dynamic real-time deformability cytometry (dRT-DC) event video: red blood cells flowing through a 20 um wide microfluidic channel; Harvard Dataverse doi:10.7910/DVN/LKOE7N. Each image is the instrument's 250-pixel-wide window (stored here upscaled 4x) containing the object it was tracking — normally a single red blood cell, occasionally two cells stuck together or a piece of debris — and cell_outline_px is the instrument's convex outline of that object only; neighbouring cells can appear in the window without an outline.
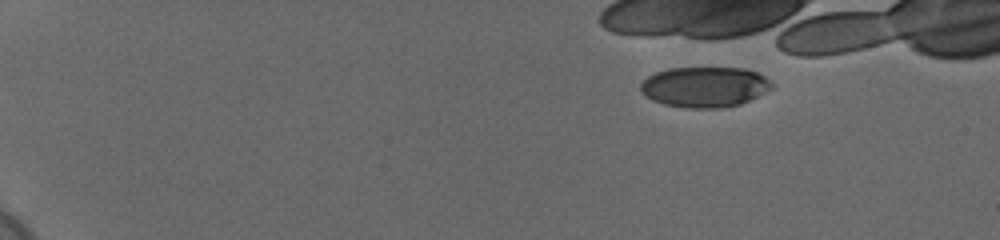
{"species": "human", "species_latin": "Homo sapiens", "temperature_condition": "cold", "stored_images_in_passage": 6, "camera_frame_rate_fps": 3000, "um_per_image_px": 0.085, "donor": {"sex": "female"}, "frame": {"image": 1, "passage_image": 1, "time_ms": 0.0, "image_size_px": [1000, 240], "cell_outline_px": [[776, 84], [772, 88], [740, 104], [720, 108], [688, 108], [664, 104], [652, 100], [640, 92], [640, 84], [648, 76], [656, 72], [668, 68], [744, 68], [756, 72], [772, 80]], "centroid_in_image_um": [59.9, 7.38], "position_along_channel_um": 25.1, "area_um2": 30.98}}